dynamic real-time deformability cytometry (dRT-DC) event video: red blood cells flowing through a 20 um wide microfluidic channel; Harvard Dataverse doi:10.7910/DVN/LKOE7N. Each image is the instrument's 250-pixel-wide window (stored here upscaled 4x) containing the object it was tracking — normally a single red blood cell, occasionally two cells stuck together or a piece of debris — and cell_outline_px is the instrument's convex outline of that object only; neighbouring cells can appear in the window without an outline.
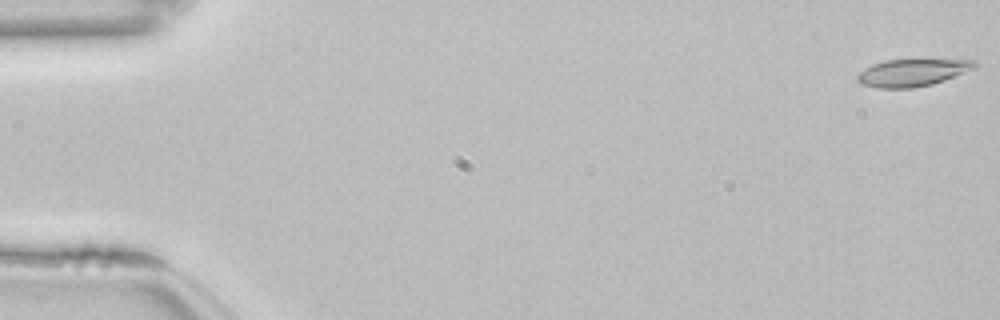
{"species": "common noctule bat (a hibernating species)", "species_latin": "Nyctalus noctula", "temperature_condition": "room temperature", "stored_images_in_passage": 19, "camera_frame_rate_fps": 3000, "um_per_image_px": 0.085, "animal": {"sex": "female", "body_mass_g": 22.7, "forearm_length_mm": 54.2}, "frame": {"image": 1, "passage_image": 1, "time_ms": 0.0, "image_size_px": [1000, 320], "cell_outline_px": [[976, 64], [972, 68], [964, 72], [944, 80], [932, 84], [912, 88], [876, 88], [860, 84], [856, 80], [856, 76], [864, 68], [872, 64], [884, 60], [916, 56], [920, 56], [972, 60]], "centroid_in_image_um": [77.51, 6.1], "position_along_channel_um": 7.5, "area_um2": 19.71}}
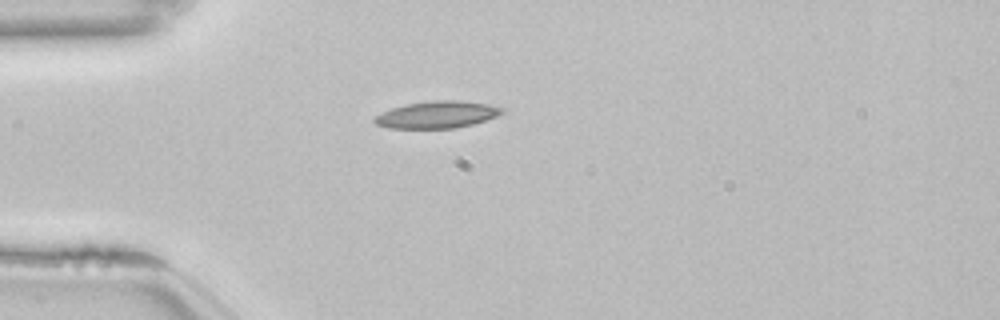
{"frame": {"image": 2, "passage_image": 15, "time_ms": 4.667, "image_size_px": [1000, 320], "cell_outline_px": [[504, 112], [496, 116], [472, 124], [452, 128], [388, 128], [376, 124], [372, 120], [376, 116], [392, 108], [408, 104], [436, 100], [460, 100], [488, 104], [504, 108]], "centroid_in_image_um": [37.16, 9.74], "position_along_channel_um": 47.8, "area_um2": 19.77}}